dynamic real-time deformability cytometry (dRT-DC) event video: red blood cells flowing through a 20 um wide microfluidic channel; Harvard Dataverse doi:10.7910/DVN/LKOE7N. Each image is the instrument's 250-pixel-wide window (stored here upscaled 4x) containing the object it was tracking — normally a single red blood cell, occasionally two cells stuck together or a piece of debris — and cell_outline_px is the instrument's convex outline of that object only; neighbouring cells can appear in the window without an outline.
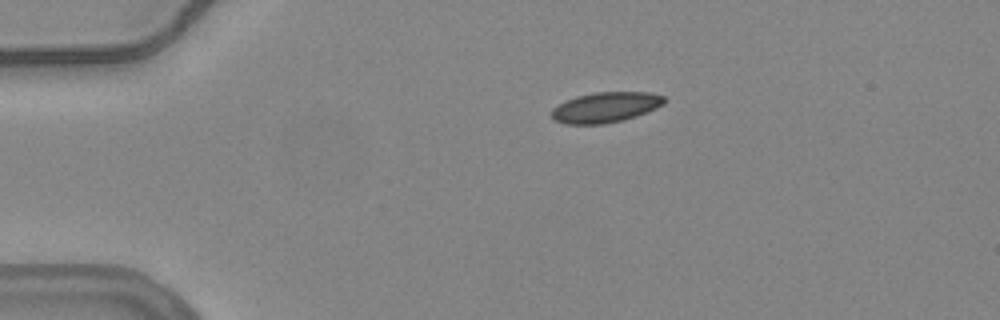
{"species": "common noctule bat (a hibernating species)", "species_latin": "Nyctalus noctula", "temperature_condition": "warm", "stored_images_in_passage": 45, "camera_frame_rate_fps": 3000, "um_per_image_px": 0.085, "animal": {"sex": "female", "body_mass_g": 24.6, "forearm_length_mm": 56.2}, "frame": {"image": 1, "passage_image": 1, "time_ms": 0.0, "image_size_px": [1000, 320], "cell_outline_px": [[668, 100], [664, 104], [656, 108], [636, 116], [624, 120], [604, 124], [564, 124], [552, 120], [552, 108], [576, 96], [596, 92], [648, 92], [664, 96]], "centroid_in_image_um": [51.49, 9.12], "position_along_channel_um": 33.5, "area_um2": 20.0}}
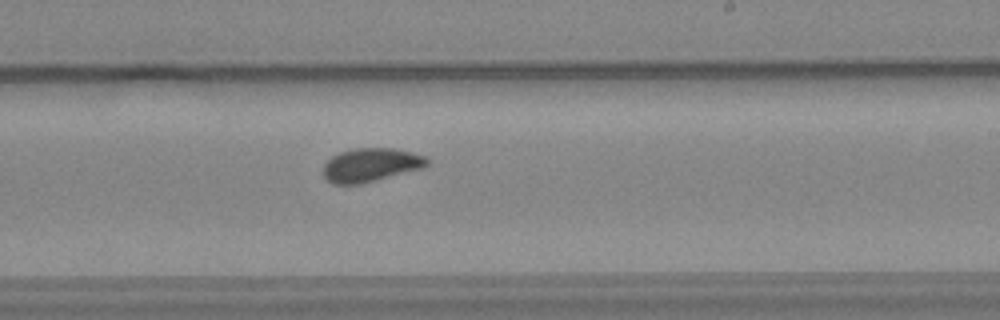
{"frame": {"image": 2, "passage_image": 23, "time_ms": 7.333, "image_size_px": [1000, 320], "cell_outline_px": [[428, 164], [424, 168], [360, 184], [332, 184], [324, 180], [324, 164], [332, 156], [340, 152], [356, 148], [392, 148], [412, 152], [428, 156]], "centroid_in_image_um": [31.53, 14.02], "position_along_channel_um": 257.5, "area_um2": 20.46}}
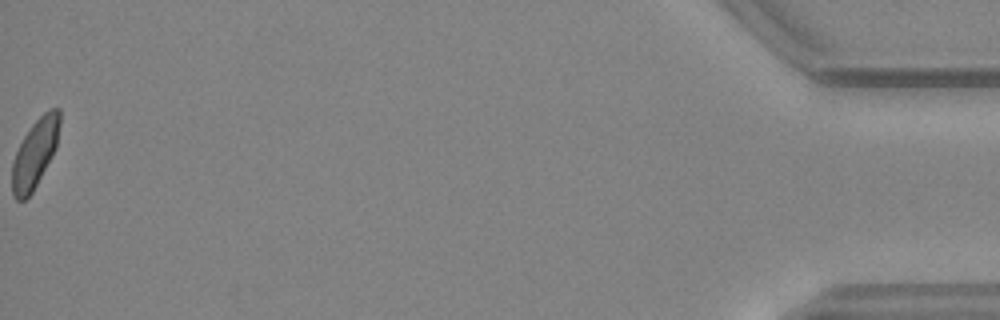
{"frame": {"image": 3, "passage_image": 45, "time_ms": 14.667, "image_size_px": [1000, 320], "cell_outline_px": [[60, 124], [56, 148], [52, 156], [32, 192], [24, 200], [16, 200], [12, 196], [12, 164], [16, 152], [24, 136], [32, 124], [48, 108], [60, 108]], "centroid_in_image_um": [2.97, 13.02], "position_along_channel_um": 432.2, "area_um2": 18.9}, "authors_computed_cell_mechanics": {"area_um2": 20.0566, "velocity_mm_per_s": 3.7537, "shape_relaxation_time_tau1_ms": 6.6797, "shape_relaxation_time_tau2_ms": 0.739, "deformation_change_tau1": 0.1305, "deformation_change_tau2": 0.0507}}